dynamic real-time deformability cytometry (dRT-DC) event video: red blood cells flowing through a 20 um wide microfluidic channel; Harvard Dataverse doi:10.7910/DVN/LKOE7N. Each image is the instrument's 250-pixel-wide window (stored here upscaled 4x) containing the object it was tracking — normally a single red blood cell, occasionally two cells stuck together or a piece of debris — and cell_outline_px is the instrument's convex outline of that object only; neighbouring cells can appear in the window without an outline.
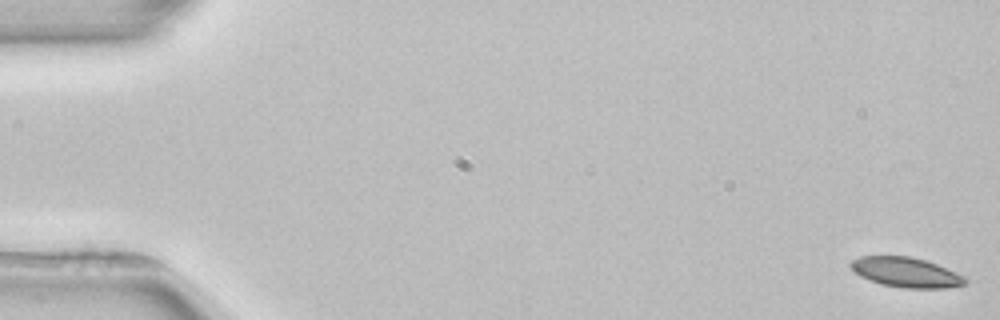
{"species": "common noctule bat (a hibernating species)", "species_latin": "Nyctalus noctula", "temperature_condition": "room temperature", "stored_images_in_passage": 6, "camera_frame_rate_fps": 3000, "um_per_image_px": 0.085, "animal": {"sex": "female", "body_mass_g": 22.7, "forearm_length_mm": 54.2}, "frame": {"image": 1, "passage_image": 1, "time_ms": 0.0, "image_size_px": [1000, 320], "cell_outline_px": [[968, 280], [964, 284], [944, 288], [904, 288], [880, 284], [860, 276], [848, 264], [852, 260], [860, 256], [912, 256], [936, 264], [964, 276]], "centroid_in_image_um": [76.98, 23.14], "position_along_channel_um": 8.0, "area_um2": 19.77}}
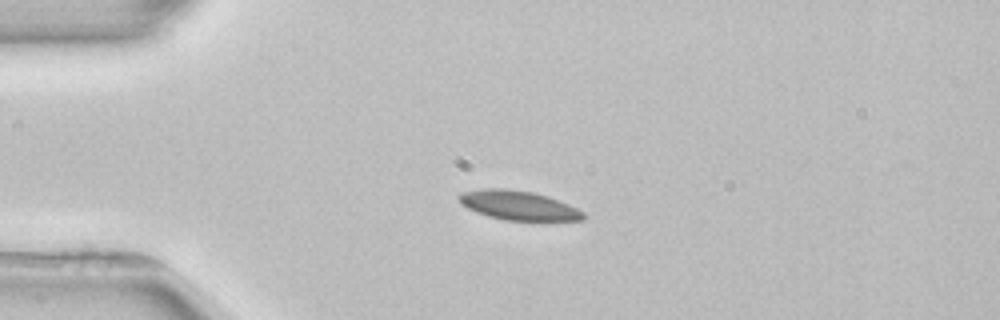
{"frame": {"image": 2, "passage_image": 3, "time_ms": 4.0, "image_size_px": [1000, 320], "cell_outline_px": [[584, 220], [504, 220], [488, 216], [476, 212], [460, 204], [456, 196], [460, 192], [484, 188], [504, 188], [532, 192], [548, 196], [568, 204], [584, 212]], "centroid_in_image_um": [44.0, 17.44], "position_along_channel_um": 41.0, "area_um2": 21.21}}